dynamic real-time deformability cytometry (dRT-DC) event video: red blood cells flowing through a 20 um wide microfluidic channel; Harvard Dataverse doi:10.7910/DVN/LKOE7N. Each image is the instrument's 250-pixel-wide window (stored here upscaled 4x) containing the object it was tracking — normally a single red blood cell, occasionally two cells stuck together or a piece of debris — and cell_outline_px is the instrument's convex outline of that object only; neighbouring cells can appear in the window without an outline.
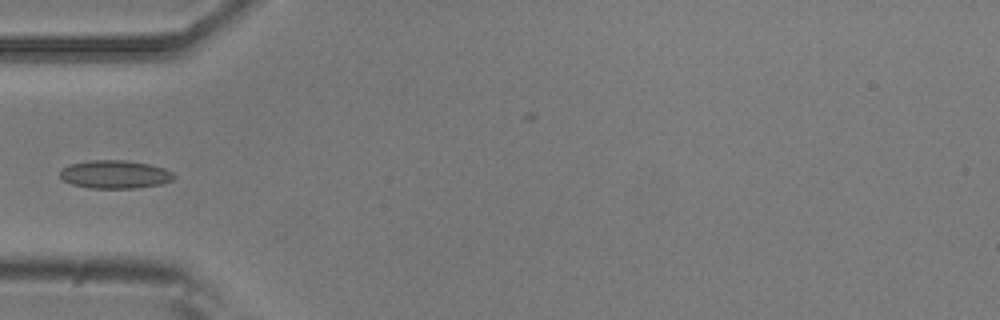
{"species": "common noctule bat (a hibernating species)", "species_latin": "Nyctalus noctula", "temperature_condition": "room temperature", "stored_images_in_passage": 4, "camera_frame_rate_fps": 3000, "um_per_image_px": 0.085, "animal": {"sex": "male", "body_mass_g": 20.5, "forearm_length_mm": 52.5}, "frame": {"image": 1, "passage_image": 4, "time_ms": 1.0, "image_size_px": [1000, 320], "cell_outline_px": [[176, 176], [172, 180], [160, 184], [136, 188], [88, 188], [72, 184], [64, 180], [60, 176], [60, 172], [68, 164], [88, 160], [124, 160], [148, 164], [164, 168], [172, 172]], "centroid_in_image_um": [9.76, 14.82], "position_along_channel_um": 75.2, "area_um2": 18.67}}